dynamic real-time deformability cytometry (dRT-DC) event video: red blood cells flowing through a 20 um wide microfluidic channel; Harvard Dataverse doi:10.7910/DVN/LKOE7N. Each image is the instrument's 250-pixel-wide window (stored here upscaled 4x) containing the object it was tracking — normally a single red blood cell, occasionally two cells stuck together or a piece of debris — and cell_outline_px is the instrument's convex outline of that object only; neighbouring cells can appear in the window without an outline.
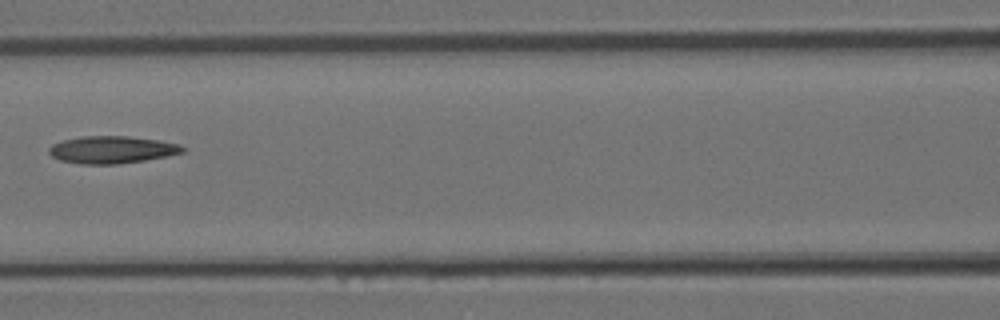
{"species": "Egyptian fruit bat (a non-hibernating species)", "species_latin": "Rousettus aegyptiacus", "temperature_condition": "room temperature", "stored_images_in_passage": 4, "camera_frame_rate_fps": 3000, "um_per_image_px": 0.085, "animal": {"sex": "female"}, "frame": {"image": 1, "passage_image": 4, "time_ms": 1.0, "image_size_px": [1000, 320], "cell_outline_px": [[188, 148], [184, 152], [144, 160], [116, 164], [80, 164], [60, 160], [52, 156], [48, 152], [48, 148], [52, 144], [64, 140], [84, 136], [128, 136], [156, 140], [180, 144]], "centroid_in_image_um": [9.51, 12.72], "position_along_channel_um": 157.1, "area_um2": 21.15}}